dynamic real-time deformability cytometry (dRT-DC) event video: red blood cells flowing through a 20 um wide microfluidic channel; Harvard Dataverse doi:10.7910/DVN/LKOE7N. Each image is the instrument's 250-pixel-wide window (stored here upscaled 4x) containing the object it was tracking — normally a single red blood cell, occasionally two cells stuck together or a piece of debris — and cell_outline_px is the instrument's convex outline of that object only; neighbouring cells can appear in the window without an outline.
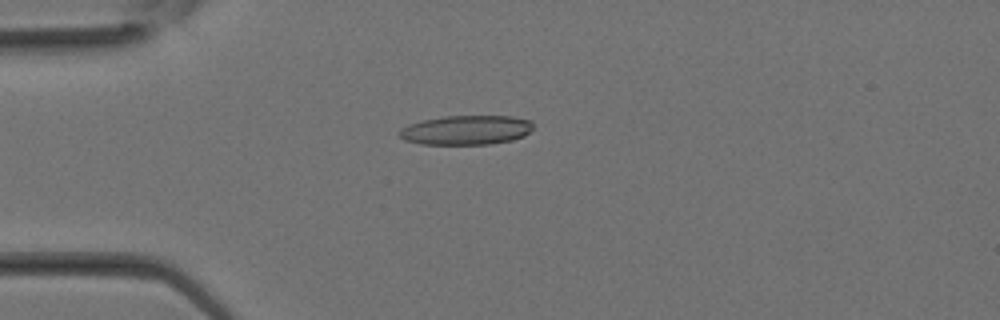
{"species": "Egyptian fruit bat (a non-hibernating species)", "species_latin": "Rousettus aegyptiacus", "temperature_condition": "room temperature", "stored_images_in_passage": 29, "camera_frame_rate_fps": 3000, "um_per_image_px": 0.085, "animal": {"sex": "female"}, "frame": {"image": 1, "passage_image": 4, "time_ms": 1.0, "image_size_px": [1000, 320], "cell_outline_px": [[532, 128], [524, 136], [512, 140], [492, 144], [420, 144], [404, 140], [396, 132], [400, 128], [408, 124], [424, 120], [444, 116], [512, 116], [532, 120]], "centroid_in_image_um": [39.61, 11.05], "position_along_channel_um": 45.4, "area_um2": 23.06}}
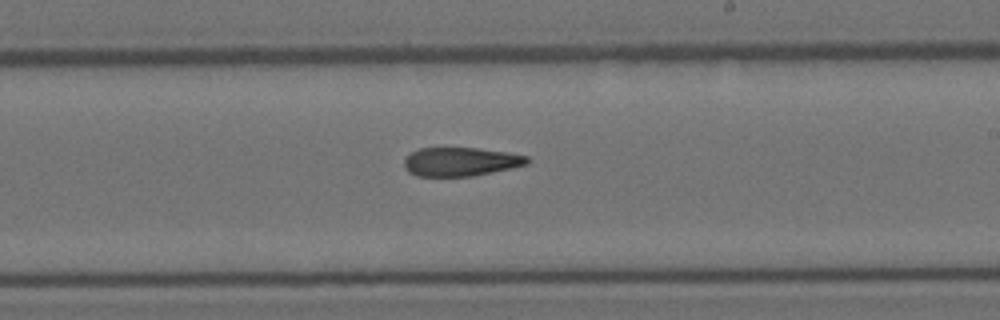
{"frame": {"image": 2, "passage_image": 15, "time_ms": 4.667, "image_size_px": [1000, 320], "cell_outline_px": [[528, 164], [512, 168], [472, 176], [416, 176], [408, 172], [404, 168], [404, 160], [412, 152], [420, 148], [476, 148], [508, 152], [528, 156]], "centroid_in_image_um": [39.15, 13.75], "position_along_channel_um": 249.9, "area_um2": 20.58}}
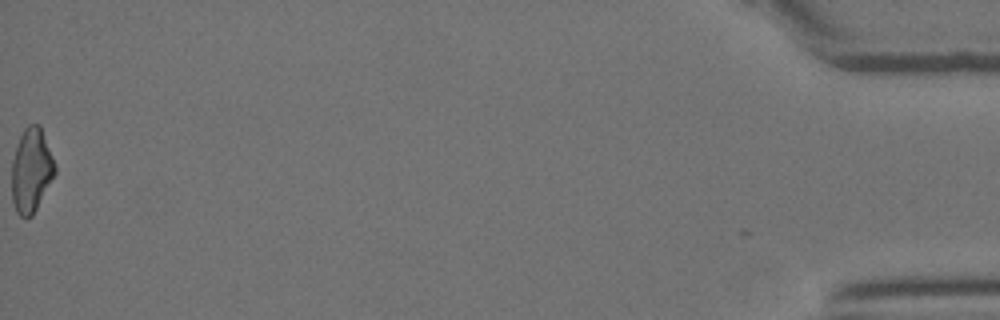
{"frame": {"image": 3, "passage_image": 29, "time_ms": 9.333, "image_size_px": [1000, 320], "cell_outline_px": [[56, 172], [32, 216], [20, 216], [16, 212], [12, 200], [12, 160], [20, 136], [24, 128], [28, 124], [40, 124], [56, 164]], "centroid_in_image_um": [2.67, 14.45], "position_along_channel_um": 432.5, "area_um2": 21.1}}